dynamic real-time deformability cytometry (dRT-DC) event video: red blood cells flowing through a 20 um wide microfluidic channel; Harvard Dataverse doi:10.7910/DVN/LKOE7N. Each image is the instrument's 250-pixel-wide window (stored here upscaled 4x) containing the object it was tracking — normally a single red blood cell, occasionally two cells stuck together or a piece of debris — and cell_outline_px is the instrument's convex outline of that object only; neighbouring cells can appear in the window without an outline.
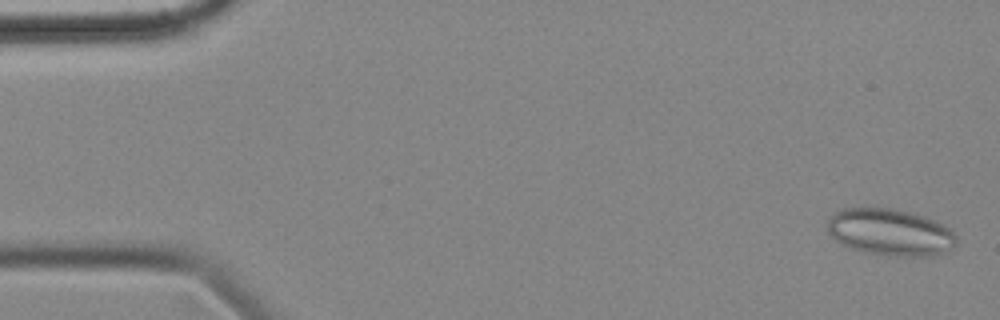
{"species": "common noctule bat (a hibernating species)", "species_latin": "Nyctalus noctula", "temperature_condition": "cold", "stored_images_in_passage": 58, "camera_frame_rate_fps": 3000, "um_per_image_px": 0.085, "animal": {"sex": "female", "body_mass_g": 18.4}, "frame": {"image": 1, "passage_image": 2, "time_ms": 0.333, "image_size_px": [1000, 320], "cell_outline_px": [[956, 244], [944, 252], [936, 256], [888, 256], [868, 252], [852, 248], [836, 240], [828, 232], [828, 220], [840, 208], [892, 208], [912, 212], [924, 216], [948, 228], [956, 236]], "centroid_in_image_um": [75.67, 19.74], "position_along_channel_um": 9.3, "area_um2": 34.91}}
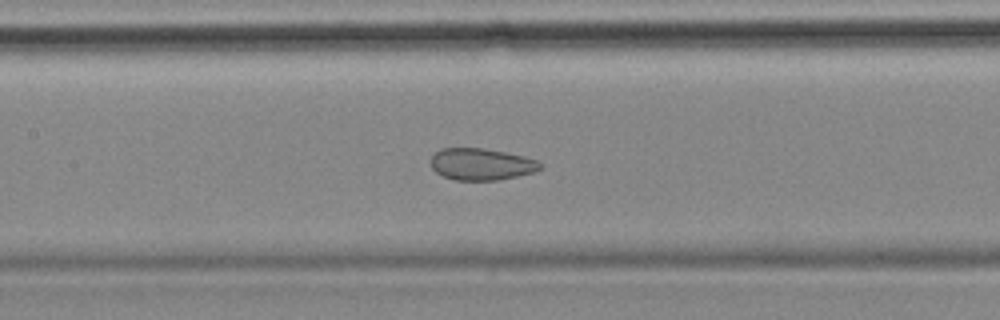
{"frame": {"image": 2, "passage_image": 26, "time_ms": 8.333, "image_size_px": [1000, 320], "cell_outline_px": [[544, 164], [540, 168], [532, 172], [500, 180], [456, 180], [444, 176], [436, 172], [432, 168], [432, 156], [440, 148], [484, 148], [524, 156], [536, 160]], "centroid_in_image_um": [40.91, 13.95], "position_along_channel_um": 166.5, "area_um2": 20.11}}
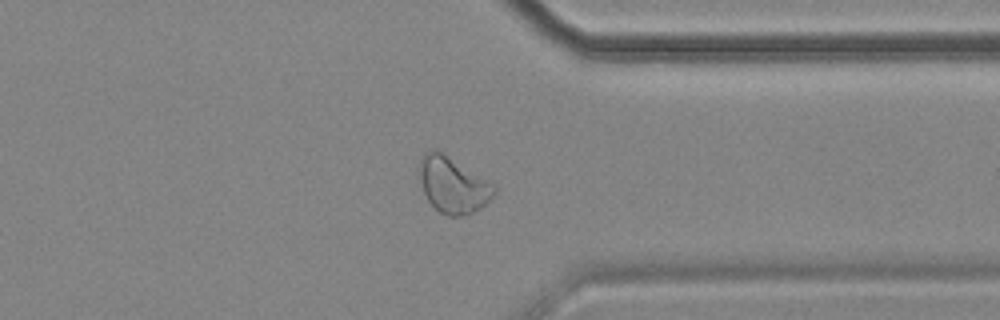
{"frame": {"image": 3, "passage_image": 44, "time_ms": 14.333, "image_size_px": [1000, 320], "cell_outline_px": [[496, 192], [480, 208], [464, 216], [448, 216], [440, 212], [428, 200], [424, 192], [416, 172], [416, 168], [424, 152], [436, 148], [492, 184], [496, 188]], "centroid_in_image_um": [38.42, 15.7], "position_along_channel_um": 373.0, "area_um2": 24.22}, "authors_computed_cell_mechanics": {"area_um2": 25.9811, "velocity_mm_per_s": 3.5018, "shape_relaxation_time_tau1_ms": null, "shape_relaxation_time_tau2_ms": 1.2513, "deformation_change_tau1": null, "deformation_change_tau2": 0.0746}}